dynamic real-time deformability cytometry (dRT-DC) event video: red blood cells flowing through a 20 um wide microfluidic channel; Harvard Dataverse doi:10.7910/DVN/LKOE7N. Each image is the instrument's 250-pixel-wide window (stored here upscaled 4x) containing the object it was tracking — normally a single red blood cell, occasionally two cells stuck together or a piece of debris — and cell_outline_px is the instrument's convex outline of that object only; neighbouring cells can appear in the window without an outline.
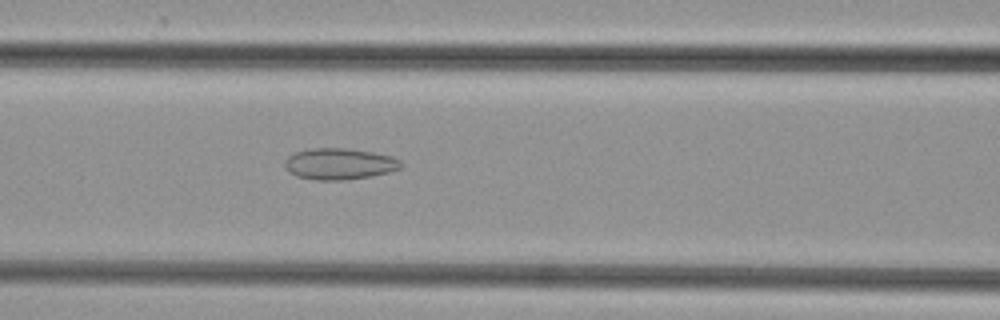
{"species": "common noctule bat (a hibernating species)", "species_latin": "Nyctalus noctula", "temperature_condition": "cold", "stored_images_in_passage": 31, "camera_frame_rate_fps": 3000, "um_per_image_px": 0.085, "animal": {"sex": "female", "body_mass_g": 29.2, "forearm_length_mm": 56.3}, "frame": {"image": 1, "passage_image": 13, "time_ms": 4.0, "image_size_px": [1000, 320], "cell_outline_px": [[404, 164], [400, 168], [388, 172], [372, 176], [344, 180], [312, 180], [296, 176], [288, 172], [284, 168], [284, 160], [288, 156], [296, 152], [312, 148], [348, 148], [372, 152], [392, 156], [400, 160]], "centroid_in_image_um": [28.82, 13.93], "position_along_channel_um": 137.8, "area_um2": 21.44}}
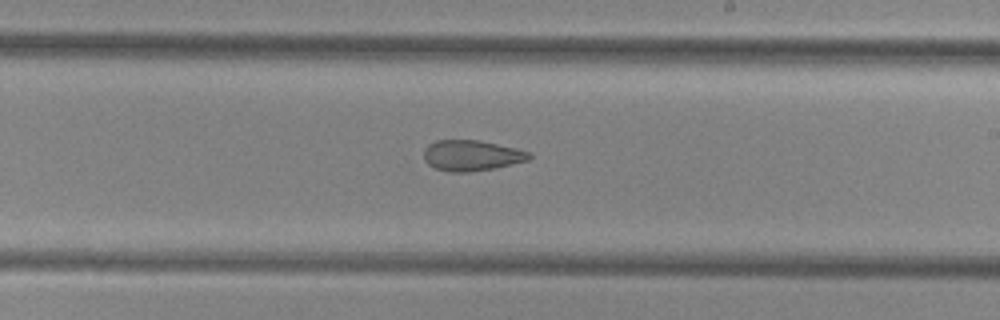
{"frame": {"image": 2, "passage_image": 21, "time_ms": 6.667, "image_size_px": [1000, 320], "cell_outline_px": [[532, 156], [528, 160], [496, 168], [468, 172], [448, 172], [436, 168], [428, 164], [424, 160], [424, 148], [428, 144], [436, 140], [480, 140], [516, 148], [532, 152]], "centroid_in_image_um": [40.09, 13.21], "position_along_channel_um": 248.9, "area_um2": 19.02}}
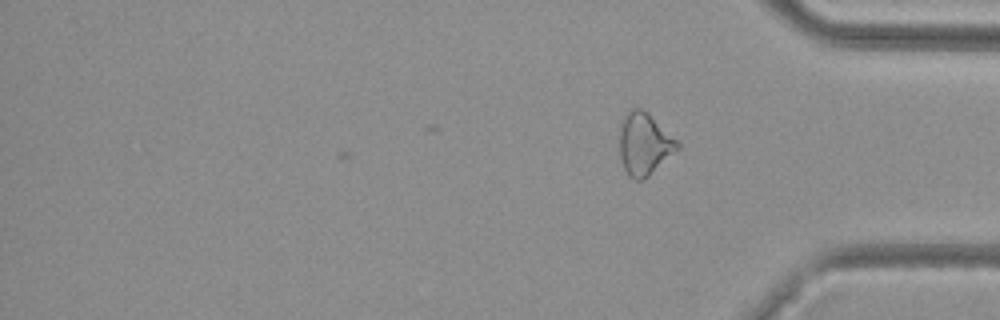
{"frame": {"image": 3, "passage_image": 31, "time_ms": 10.0, "image_size_px": [1000, 320], "cell_outline_px": [[680, 148], [644, 180], [632, 180], [628, 176], [624, 168], [620, 156], [620, 128], [624, 116], [632, 108], [640, 108], [648, 112], [680, 144]], "centroid_in_image_um": [54.76, 12.26], "position_along_channel_um": 380.4, "area_um2": 20.87}}